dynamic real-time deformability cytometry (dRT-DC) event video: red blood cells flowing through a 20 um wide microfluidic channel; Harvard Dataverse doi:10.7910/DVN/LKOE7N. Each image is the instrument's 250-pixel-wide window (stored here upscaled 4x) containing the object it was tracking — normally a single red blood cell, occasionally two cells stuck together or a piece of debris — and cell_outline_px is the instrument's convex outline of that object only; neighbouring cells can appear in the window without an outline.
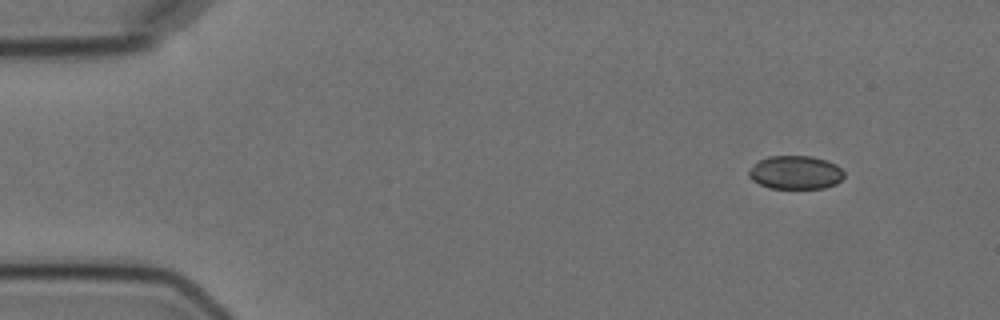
{"species": "Egyptian fruit bat (a non-hibernating species)", "species_latin": "Rousettus aegyptiacus", "temperature_condition": "cold", "stored_images_in_passage": 4, "camera_frame_rate_fps": 3000, "um_per_image_px": 0.085, "animal": {"sex": "female"}, "frame": {"image": 1, "passage_image": 1, "time_ms": 0.0, "image_size_px": [1000, 320], "cell_outline_px": [[844, 176], [836, 184], [824, 188], [768, 188], [752, 180], [748, 176], [748, 172], [756, 160], [768, 156], [812, 156], [828, 160], [836, 164], [844, 172]], "centroid_in_image_um": [67.6, 14.65], "position_along_channel_um": 17.4, "area_um2": 18.79}}
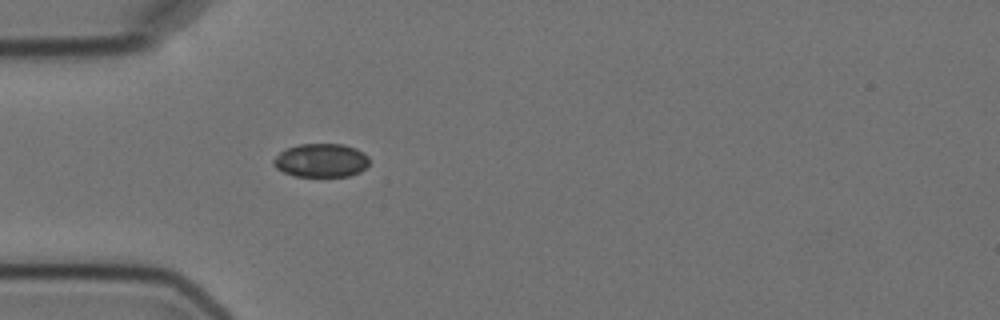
{"frame": {"image": 2, "passage_image": 4, "time_ms": 3.667, "image_size_px": [1000, 320], "cell_outline_px": [[368, 164], [360, 172], [348, 176], [296, 176], [284, 172], [276, 168], [272, 164], [272, 160], [280, 152], [288, 148], [300, 144], [344, 144], [356, 148], [364, 152], [368, 156]], "centroid_in_image_um": [27.3, 13.63], "position_along_channel_um": 57.7, "area_um2": 18.73}}